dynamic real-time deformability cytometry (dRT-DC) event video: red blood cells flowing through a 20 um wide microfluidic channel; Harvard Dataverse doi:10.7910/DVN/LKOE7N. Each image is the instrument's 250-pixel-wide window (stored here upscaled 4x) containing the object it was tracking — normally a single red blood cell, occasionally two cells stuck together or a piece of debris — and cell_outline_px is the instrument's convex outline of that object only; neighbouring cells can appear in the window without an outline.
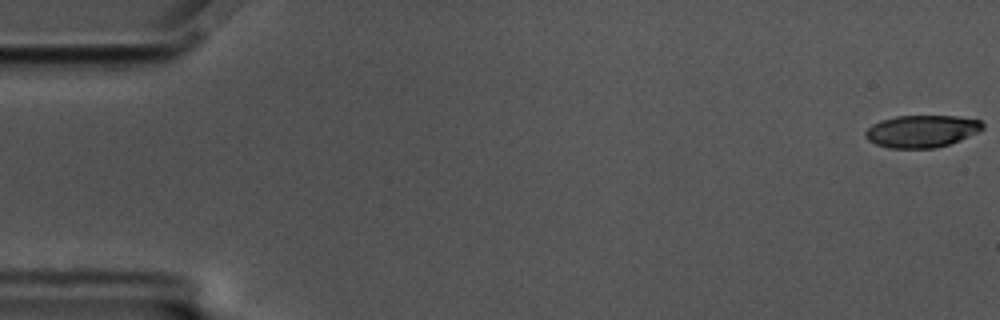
{"species": "common noctule bat (a hibernating species)", "species_latin": "Nyctalus noctula", "temperature_condition": "cold", "stored_images_in_passage": 58, "camera_frame_rate_fps": 3000, "um_per_image_px": 0.085, "animal": {"sex": "male", "body_mass_g": 17.5, "forearm_length_mm": 52.3}, "frame": {"image": 1, "passage_image": 1, "time_ms": 0.0, "image_size_px": [1000, 320], "cell_outline_px": [[984, 128], [968, 136], [948, 144], [936, 148], [888, 148], [876, 144], [868, 140], [864, 136], [864, 132], [872, 124], [880, 120], [896, 116], [956, 116], [980, 120], [984, 124]], "centroid_in_image_um": [78.3, 11.15], "position_along_channel_um": 6.7, "area_um2": 21.96}}
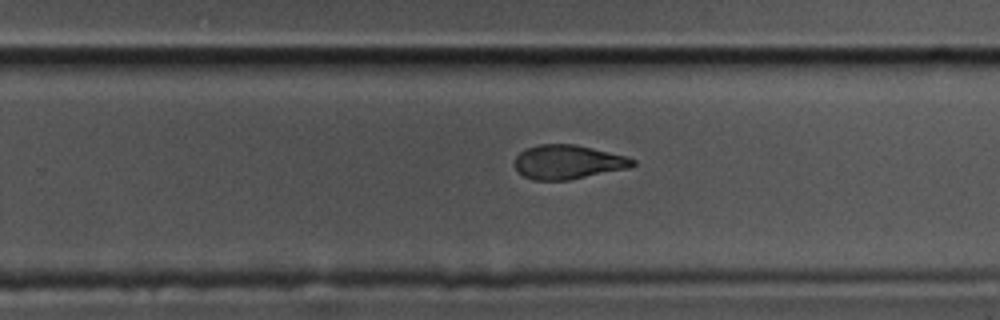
{"frame": {"image": 2, "passage_image": 37, "time_ms": 12.0, "image_size_px": [1000, 320], "cell_outline_px": [[636, 164], [628, 168], [568, 180], [532, 180], [524, 176], [516, 168], [516, 156], [520, 152], [536, 144], [572, 144], [592, 148], [624, 156], [636, 160]], "centroid_in_image_um": [48.26, 13.77], "position_along_channel_um": 281.5, "area_um2": 23.12}}
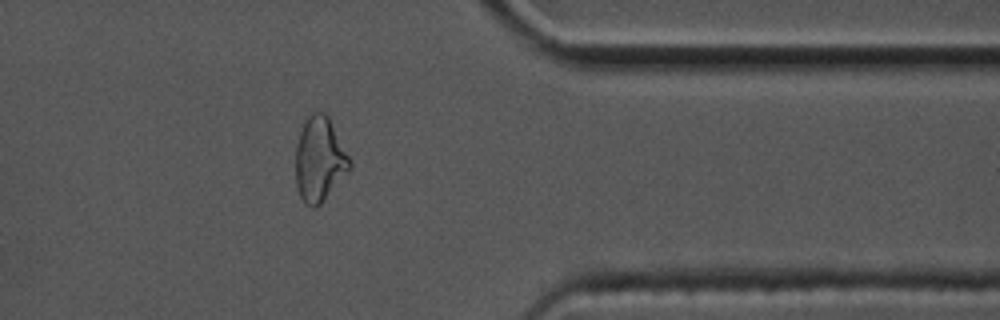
{"frame": {"image": 3, "passage_image": 47, "time_ms": 15.333, "image_size_px": [1000, 320], "cell_outline_px": [[352, 164], [320, 204], [312, 208], [304, 204], [300, 196], [296, 184], [296, 144], [304, 120], [312, 112], [324, 112], [328, 116]], "centroid_in_image_um": [27.11, 13.53], "position_along_channel_um": 384.3, "area_um2": 26.01}, "authors_computed_cell_mechanics": {"area_um2": 24.4783, "velocity_mm_per_s": 3.4841, "shape_relaxation_time_tau1_ms": 6.215, "shape_relaxation_time_tau2_ms": 3.5482, "deformation_change_tau1": 0.2038, "deformation_change_tau2": 0.1032}}